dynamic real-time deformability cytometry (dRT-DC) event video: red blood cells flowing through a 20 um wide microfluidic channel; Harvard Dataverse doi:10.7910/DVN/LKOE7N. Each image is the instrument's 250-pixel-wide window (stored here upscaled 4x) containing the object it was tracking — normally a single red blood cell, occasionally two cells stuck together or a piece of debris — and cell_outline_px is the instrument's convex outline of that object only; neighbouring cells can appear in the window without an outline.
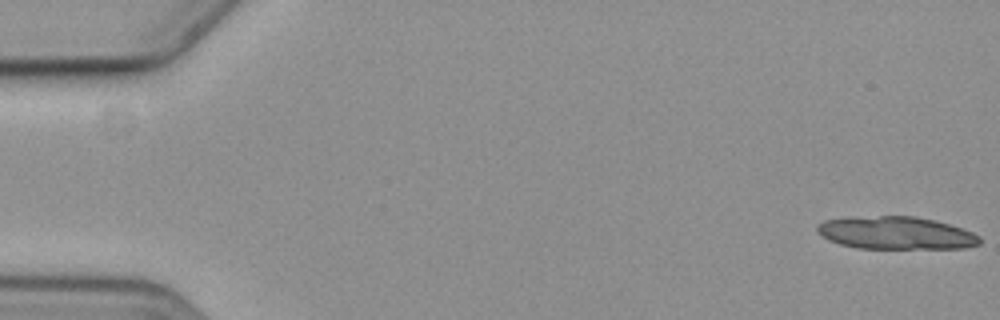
{"species": "common noctule bat (a hibernating species)", "species_latin": "Nyctalus noctula", "temperature_condition": "cold", "stored_images_in_passage": 6, "camera_frame_rate_fps": 3000, "um_per_image_px": 0.085, "animal": {"sex": "female", "body_mass_g": 19.3, "forearm_length_mm": 54.1}, "frame": {"image": 1, "passage_image": 1, "time_ms": 0.0, "image_size_px": [1000, 320], "cell_outline_px": [[980, 244], [964, 248], [856, 248], [840, 244], [828, 240], [816, 232], [816, 224], [824, 220], [880, 216], [916, 216], [948, 224], [972, 232], [980, 236]], "centroid_in_image_um": [76.14, 19.81], "position_along_channel_um": 8.9, "area_um2": 30.69}}
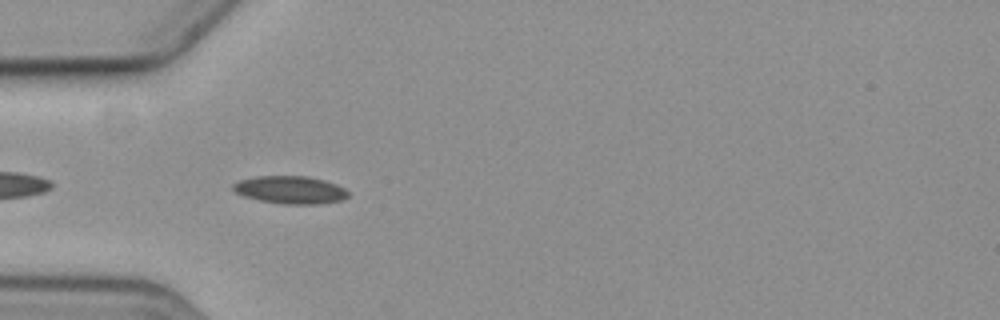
{"frame": {"image": 2, "passage_image": 6, "time_ms": 6.0, "image_size_px": [1000, 320], "cell_outline_px": [[348, 196], [340, 200], [320, 204], [284, 204], [260, 200], [244, 196], [236, 192], [232, 188], [232, 184], [240, 180], [256, 176], [308, 176], [324, 180], [336, 184], [344, 188], [348, 192]], "centroid_in_image_um": [24.67, 16.13], "position_along_channel_um": 60.3, "area_um2": 18.5}}